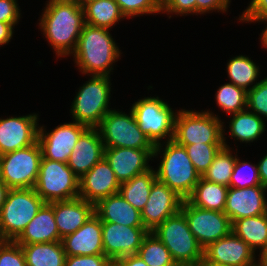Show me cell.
<instances>
[{
  "label": "cell",
  "instance_id": "44dd1931",
  "mask_svg": "<svg viewBox=\"0 0 267 266\" xmlns=\"http://www.w3.org/2000/svg\"><path fill=\"white\" fill-rule=\"evenodd\" d=\"M105 146L98 128H87L78 138L67 165L81 178L104 158Z\"/></svg>",
  "mask_w": 267,
  "mask_h": 266
},
{
  "label": "cell",
  "instance_id": "6da1fadb",
  "mask_svg": "<svg viewBox=\"0 0 267 266\" xmlns=\"http://www.w3.org/2000/svg\"><path fill=\"white\" fill-rule=\"evenodd\" d=\"M39 27L56 55H72L85 25L84 10L80 3H54L44 7Z\"/></svg>",
  "mask_w": 267,
  "mask_h": 266
},
{
  "label": "cell",
  "instance_id": "836d02e7",
  "mask_svg": "<svg viewBox=\"0 0 267 266\" xmlns=\"http://www.w3.org/2000/svg\"><path fill=\"white\" fill-rule=\"evenodd\" d=\"M137 255L148 266H177L170 251L153 232L144 237Z\"/></svg>",
  "mask_w": 267,
  "mask_h": 266
},
{
  "label": "cell",
  "instance_id": "d6a6232c",
  "mask_svg": "<svg viewBox=\"0 0 267 266\" xmlns=\"http://www.w3.org/2000/svg\"><path fill=\"white\" fill-rule=\"evenodd\" d=\"M259 71V66L245 55L233 57L227 63L230 83L246 91L251 90L257 84L256 80L260 75Z\"/></svg>",
  "mask_w": 267,
  "mask_h": 266
},
{
  "label": "cell",
  "instance_id": "f1b7e54d",
  "mask_svg": "<svg viewBox=\"0 0 267 266\" xmlns=\"http://www.w3.org/2000/svg\"><path fill=\"white\" fill-rule=\"evenodd\" d=\"M26 266H65L66 253L62 241L20 245Z\"/></svg>",
  "mask_w": 267,
  "mask_h": 266
},
{
  "label": "cell",
  "instance_id": "db71d44e",
  "mask_svg": "<svg viewBox=\"0 0 267 266\" xmlns=\"http://www.w3.org/2000/svg\"><path fill=\"white\" fill-rule=\"evenodd\" d=\"M46 5L54 4V3H79V0H48L46 1Z\"/></svg>",
  "mask_w": 267,
  "mask_h": 266
},
{
  "label": "cell",
  "instance_id": "9c48e42d",
  "mask_svg": "<svg viewBox=\"0 0 267 266\" xmlns=\"http://www.w3.org/2000/svg\"><path fill=\"white\" fill-rule=\"evenodd\" d=\"M34 190L45 203L76 199L79 178L67 163L42 158Z\"/></svg>",
  "mask_w": 267,
  "mask_h": 266
},
{
  "label": "cell",
  "instance_id": "b9f144b4",
  "mask_svg": "<svg viewBox=\"0 0 267 266\" xmlns=\"http://www.w3.org/2000/svg\"><path fill=\"white\" fill-rule=\"evenodd\" d=\"M112 261L105 255L66 256L65 266H110Z\"/></svg>",
  "mask_w": 267,
  "mask_h": 266
},
{
  "label": "cell",
  "instance_id": "681fc988",
  "mask_svg": "<svg viewBox=\"0 0 267 266\" xmlns=\"http://www.w3.org/2000/svg\"><path fill=\"white\" fill-rule=\"evenodd\" d=\"M10 188L1 180L0 181V209L6 201L7 194Z\"/></svg>",
  "mask_w": 267,
  "mask_h": 266
},
{
  "label": "cell",
  "instance_id": "277c9868",
  "mask_svg": "<svg viewBox=\"0 0 267 266\" xmlns=\"http://www.w3.org/2000/svg\"><path fill=\"white\" fill-rule=\"evenodd\" d=\"M90 79L79 88L71 106L73 121L97 128L111 110L110 76L90 75Z\"/></svg>",
  "mask_w": 267,
  "mask_h": 266
},
{
  "label": "cell",
  "instance_id": "3957f363",
  "mask_svg": "<svg viewBox=\"0 0 267 266\" xmlns=\"http://www.w3.org/2000/svg\"><path fill=\"white\" fill-rule=\"evenodd\" d=\"M161 143L154 147L153 152V158H156L158 154L162 158L158 169L155 170L156 178L186 200L201 175L195 170L184 146L173 139Z\"/></svg>",
  "mask_w": 267,
  "mask_h": 266
},
{
  "label": "cell",
  "instance_id": "f6af8a7d",
  "mask_svg": "<svg viewBox=\"0 0 267 266\" xmlns=\"http://www.w3.org/2000/svg\"><path fill=\"white\" fill-rule=\"evenodd\" d=\"M230 3L227 0H196V15L210 13V11L226 12Z\"/></svg>",
  "mask_w": 267,
  "mask_h": 266
},
{
  "label": "cell",
  "instance_id": "d6986e66",
  "mask_svg": "<svg viewBox=\"0 0 267 266\" xmlns=\"http://www.w3.org/2000/svg\"><path fill=\"white\" fill-rule=\"evenodd\" d=\"M153 152L154 149L105 147L104 158L122 183L152 168L148 163L153 160Z\"/></svg>",
  "mask_w": 267,
  "mask_h": 266
},
{
  "label": "cell",
  "instance_id": "6f0895ef",
  "mask_svg": "<svg viewBox=\"0 0 267 266\" xmlns=\"http://www.w3.org/2000/svg\"><path fill=\"white\" fill-rule=\"evenodd\" d=\"M2 179H1V163H0V181H1Z\"/></svg>",
  "mask_w": 267,
  "mask_h": 266
},
{
  "label": "cell",
  "instance_id": "4dcf8cb0",
  "mask_svg": "<svg viewBox=\"0 0 267 266\" xmlns=\"http://www.w3.org/2000/svg\"><path fill=\"white\" fill-rule=\"evenodd\" d=\"M156 180V172L153 168H150L146 172L134 176L131 180L120 183L119 193L135 209L141 212L148 201L151 187Z\"/></svg>",
  "mask_w": 267,
  "mask_h": 266
},
{
  "label": "cell",
  "instance_id": "f5cc1de1",
  "mask_svg": "<svg viewBox=\"0 0 267 266\" xmlns=\"http://www.w3.org/2000/svg\"><path fill=\"white\" fill-rule=\"evenodd\" d=\"M195 266H227V265H223V264H218V263H213L210 261H207L204 257L203 259L197 263Z\"/></svg>",
  "mask_w": 267,
  "mask_h": 266
},
{
  "label": "cell",
  "instance_id": "bcb514c9",
  "mask_svg": "<svg viewBox=\"0 0 267 266\" xmlns=\"http://www.w3.org/2000/svg\"><path fill=\"white\" fill-rule=\"evenodd\" d=\"M115 263L117 266H148L137 254L126 255Z\"/></svg>",
  "mask_w": 267,
  "mask_h": 266
},
{
  "label": "cell",
  "instance_id": "2e32d148",
  "mask_svg": "<svg viewBox=\"0 0 267 266\" xmlns=\"http://www.w3.org/2000/svg\"><path fill=\"white\" fill-rule=\"evenodd\" d=\"M38 114L0 118V155L33 145L38 136Z\"/></svg>",
  "mask_w": 267,
  "mask_h": 266
},
{
  "label": "cell",
  "instance_id": "cb8c5ba5",
  "mask_svg": "<svg viewBox=\"0 0 267 266\" xmlns=\"http://www.w3.org/2000/svg\"><path fill=\"white\" fill-rule=\"evenodd\" d=\"M15 241L19 245L62 241L54 218L53 202L42 205Z\"/></svg>",
  "mask_w": 267,
  "mask_h": 266
},
{
  "label": "cell",
  "instance_id": "9f6ffc18",
  "mask_svg": "<svg viewBox=\"0 0 267 266\" xmlns=\"http://www.w3.org/2000/svg\"><path fill=\"white\" fill-rule=\"evenodd\" d=\"M85 1H88V0H79V3L83 4Z\"/></svg>",
  "mask_w": 267,
  "mask_h": 266
},
{
  "label": "cell",
  "instance_id": "7402d4cb",
  "mask_svg": "<svg viewBox=\"0 0 267 266\" xmlns=\"http://www.w3.org/2000/svg\"><path fill=\"white\" fill-rule=\"evenodd\" d=\"M66 256L104 255L102 222L92 215L78 230L62 238Z\"/></svg>",
  "mask_w": 267,
  "mask_h": 266
},
{
  "label": "cell",
  "instance_id": "7a4b0ae2",
  "mask_svg": "<svg viewBox=\"0 0 267 266\" xmlns=\"http://www.w3.org/2000/svg\"><path fill=\"white\" fill-rule=\"evenodd\" d=\"M72 54L82 74L110 76L121 52L109 29L85 24Z\"/></svg>",
  "mask_w": 267,
  "mask_h": 266
},
{
  "label": "cell",
  "instance_id": "e575fe53",
  "mask_svg": "<svg viewBox=\"0 0 267 266\" xmlns=\"http://www.w3.org/2000/svg\"><path fill=\"white\" fill-rule=\"evenodd\" d=\"M216 103L223 112L231 114L246 110L247 91L233 83L221 85L216 92Z\"/></svg>",
  "mask_w": 267,
  "mask_h": 266
},
{
  "label": "cell",
  "instance_id": "8d00e7d4",
  "mask_svg": "<svg viewBox=\"0 0 267 266\" xmlns=\"http://www.w3.org/2000/svg\"><path fill=\"white\" fill-rule=\"evenodd\" d=\"M239 160L237 157L229 187L245 188L261 185L258 165Z\"/></svg>",
  "mask_w": 267,
  "mask_h": 266
},
{
  "label": "cell",
  "instance_id": "680465c9",
  "mask_svg": "<svg viewBox=\"0 0 267 266\" xmlns=\"http://www.w3.org/2000/svg\"><path fill=\"white\" fill-rule=\"evenodd\" d=\"M110 266H117V265H116V263H113V262H112V263L110 264Z\"/></svg>",
  "mask_w": 267,
  "mask_h": 266
},
{
  "label": "cell",
  "instance_id": "484cf974",
  "mask_svg": "<svg viewBox=\"0 0 267 266\" xmlns=\"http://www.w3.org/2000/svg\"><path fill=\"white\" fill-rule=\"evenodd\" d=\"M85 24L111 29L126 17L115 0H88L82 4Z\"/></svg>",
  "mask_w": 267,
  "mask_h": 266
},
{
  "label": "cell",
  "instance_id": "e0dca14e",
  "mask_svg": "<svg viewBox=\"0 0 267 266\" xmlns=\"http://www.w3.org/2000/svg\"><path fill=\"white\" fill-rule=\"evenodd\" d=\"M255 255V251L232 231L203 250L207 261L227 266H257Z\"/></svg>",
  "mask_w": 267,
  "mask_h": 266
},
{
  "label": "cell",
  "instance_id": "c3c4849f",
  "mask_svg": "<svg viewBox=\"0 0 267 266\" xmlns=\"http://www.w3.org/2000/svg\"><path fill=\"white\" fill-rule=\"evenodd\" d=\"M257 165L261 185L267 188V154L261 158Z\"/></svg>",
  "mask_w": 267,
  "mask_h": 266
},
{
  "label": "cell",
  "instance_id": "5bb4252c",
  "mask_svg": "<svg viewBox=\"0 0 267 266\" xmlns=\"http://www.w3.org/2000/svg\"><path fill=\"white\" fill-rule=\"evenodd\" d=\"M145 227H131L112 222H102L104 255L113 263L126 255L137 254L144 237Z\"/></svg>",
  "mask_w": 267,
  "mask_h": 266
},
{
  "label": "cell",
  "instance_id": "7bdbcfd3",
  "mask_svg": "<svg viewBox=\"0 0 267 266\" xmlns=\"http://www.w3.org/2000/svg\"><path fill=\"white\" fill-rule=\"evenodd\" d=\"M161 13H173L175 15H196V0H169L163 7Z\"/></svg>",
  "mask_w": 267,
  "mask_h": 266
},
{
  "label": "cell",
  "instance_id": "8fae6325",
  "mask_svg": "<svg viewBox=\"0 0 267 266\" xmlns=\"http://www.w3.org/2000/svg\"><path fill=\"white\" fill-rule=\"evenodd\" d=\"M42 153L39 143L0 155L1 179L10 189L34 188Z\"/></svg>",
  "mask_w": 267,
  "mask_h": 266
},
{
  "label": "cell",
  "instance_id": "ee69618b",
  "mask_svg": "<svg viewBox=\"0 0 267 266\" xmlns=\"http://www.w3.org/2000/svg\"><path fill=\"white\" fill-rule=\"evenodd\" d=\"M17 0H0V22L11 24L14 28L20 20V9Z\"/></svg>",
  "mask_w": 267,
  "mask_h": 266
},
{
  "label": "cell",
  "instance_id": "ac0fdd59",
  "mask_svg": "<svg viewBox=\"0 0 267 266\" xmlns=\"http://www.w3.org/2000/svg\"><path fill=\"white\" fill-rule=\"evenodd\" d=\"M267 188L262 185L234 188L229 187L224 213L231 224L244 217H253L267 213Z\"/></svg>",
  "mask_w": 267,
  "mask_h": 266
},
{
  "label": "cell",
  "instance_id": "11a10c76",
  "mask_svg": "<svg viewBox=\"0 0 267 266\" xmlns=\"http://www.w3.org/2000/svg\"><path fill=\"white\" fill-rule=\"evenodd\" d=\"M169 0H156V2L163 7Z\"/></svg>",
  "mask_w": 267,
  "mask_h": 266
},
{
  "label": "cell",
  "instance_id": "8992f818",
  "mask_svg": "<svg viewBox=\"0 0 267 266\" xmlns=\"http://www.w3.org/2000/svg\"><path fill=\"white\" fill-rule=\"evenodd\" d=\"M44 203L34 188L10 189L0 209V240L15 241Z\"/></svg>",
  "mask_w": 267,
  "mask_h": 266
},
{
  "label": "cell",
  "instance_id": "f546056e",
  "mask_svg": "<svg viewBox=\"0 0 267 266\" xmlns=\"http://www.w3.org/2000/svg\"><path fill=\"white\" fill-rule=\"evenodd\" d=\"M265 127L264 119L248 109L232 114L229 122L231 137L246 144L261 137Z\"/></svg>",
  "mask_w": 267,
  "mask_h": 266
},
{
  "label": "cell",
  "instance_id": "30bf717a",
  "mask_svg": "<svg viewBox=\"0 0 267 266\" xmlns=\"http://www.w3.org/2000/svg\"><path fill=\"white\" fill-rule=\"evenodd\" d=\"M105 147L154 149V145L144 134L134 116L133 111L110 110L97 127Z\"/></svg>",
  "mask_w": 267,
  "mask_h": 266
},
{
  "label": "cell",
  "instance_id": "7c38bea8",
  "mask_svg": "<svg viewBox=\"0 0 267 266\" xmlns=\"http://www.w3.org/2000/svg\"><path fill=\"white\" fill-rule=\"evenodd\" d=\"M181 212L185 215L192 234L203 249L231 232L232 224L224 212L199 208L191 205L187 200L183 201Z\"/></svg>",
  "mask_w": 267,
  "mask_h": 266
},
{
  "label": "cell",
  "instance_id": "4fadbf2b",
  "mask_svg": "<svg viewBox=\"0 0 267 266\" xmlns=\"http://www.w3.org/2000/svg\"><path fill=\"white\" fill-rule=\"evenodd\" d=\"M87 128L76 121L60 124L50 132L45 130L44 125L39 126L37 142L42 158L67 163L78 138Z\"/></svg>",
  "mask_w": 267,
  "mask_h": 266
},
{
  "label": "cell",
  "instance_id": "ba28073f",
  "mask_svg": "<svg viewBox=\"0 0 267 266\" xmlns=\"http://www.w3.org/2000/svg\"><path fill=\"white\" fill-rule=\"evenodd\" d=\"M131 110L141 131L154 146L160 144L164 138L165 142L174 138L177 112L158 96L139 99L132 104Z\"/></svg>",
  "mask_w": 267,
  "mask_h": 266
},
{
  "label": "cell",
  "instance_id": "9a60e30c",
  "mask_svg": "<svg viewBox=\"0 0 267 266\" xmlns=\"http://www.w3.org/2000/svg\"><path fill=\"white\" fill-rule=\"evenodd\" d=\"M184 199L166 184L156 180L141 211V219L144 227L149 231H154L164 220L176 215L181 211Z\"/></svg>",
  "mask_w": 267,
  "mask_h": 266
},
{
  "label": "cell",
  "instance_id": "f907efd6",
  "mask_svg": "<svg viewBox=\"0 0 267 266\" xmlns=\"http://www.w3.org/2000/svg\"><path fill=\"white\" fill-rule=\"evenodd\" d=\"M259 260H257L258 266H267V245L266 247L259 253Z\"/></svg>",
  "mask_w": 267,
  "mask_h": 266
},
{
  "label": "cell",
  "instance_id": "7dc6e473",
  "mask_svg": "<svg viewBox=\"0 0 267 266\" xmlns=\"http://www.w3.org/2000/svg\"><path fill=\"white\" fill-rule=\"evenodd\" d=\"M14 27L5 22H0V46L8 44L13 36Z\"/></svg>",
  "mask_w": 267,
  "mask_h": 266
},
{
  "label": "cell",
  "instance_id": "5b68a950",
  "mask_svg": "<svg viewBox=\"0 0 267 266\" xmlns=\"http://www.w3.org/2000/svg\"><path fill=\"white\" fill-rule=\"evenodd\" d=\"M152 232L170 251L177 266H195L203 259L204 249L192 234L181 211L164 220Z\"/></svg>",
  "mask_w": 267,
  "mask_h": 266
},
{
  "label": "cell",
  "instance_id": "74e56055",
  "mask_svg": "<svg viewBox=\"0 0 267 266\" xmlns=\"http://www.w3.org/2000/svg\"><path fill=\"white\" fill-rule=\"evenodd\" d=\"M246 109L267 119V77L258 81L251 90L247 91Z\"/></svg>",
  "mask_w": 267,
  "mask_h": 266
},
{
  "label": "cell",
  "instance_id": "52a82bcc",
  "mask_svg": "<svg viewBox=\"0 0 267 266\" xmlns=\"http://www.w3.org/2000/svg\"><path fill=\"white\" fill-rule=\"evenodd\" d=\"M224 123L210 111L181 109L175 116L173 140L180 145L223 144Z\"/></svg>",
  "mask_w": 267,
  "mask_h": 266
},
{
  "label": "cell",
  "instance_id": "816d5d0a",
  "mask_svg": "<svg viewBox=\"0 0 267 266\" xmlns=\"http://www.w3.org/2000/svg\"><path fill=\"white\" fill-rule=\"evenodd\" d=\"M267 24V19L263 20V21H260V22H264ZM261 38H260V42L262 43L261 45L266 48L267 50V25H266V28L264 29V31H262L261 33Z\"/></svg>",
  "mask_w": 267,
  "mask_h": 266
},
{
  "label": "cell",
  "instance_id": "d4e9b609",
  "mask_svg": "<svg viewBox=\"0 0 267 266\" xmlns=\"http://www.w3.org/2000/svg\"><path fill=\"white\" fill-rule=\"evenodd\" d=\"M94 212L101 222L144 227L141 212L127 202L119 192L99 200L94 205Z\"/></svg>",
  "mask_w": 267,
  "mask_h": 266
},
{
  "label": "cell",
  "instance_id": "1f68e13d",
  "mask_svg": "<svg viewBox=\"0 0 267 266\" xmlns=\"http://www.w3.org/2000/svg\"><path fill=\"white\" fill-rule=\"evenodd\" d=\"M223 125V147L216 154L213 162L210 164L209 168L201 176L207 181L218 183L229 187L231 176L233 173V168L236 162L237 154L232 155L230 146L226 143L225 129Z\"/></svg>",
  "mask_w": 267,
  "mask_h": 266
},
{
  "label": "cell",
  "instance_id": "ab89813d",
  "mask_svg": "<svg viewBox=\"0 0 267 266\" xmlns=\"http://www.w3.org/2000/svg\"><path fill=\"white\" fill-rule=\"evenodd\" d=\"M0 266H26L21 246L12 240H0Z\"/></svg>",
  "mask_w": 267,
  "mask_h": 266
},
{
  "label": "cell",
  "instance_id": "83f0119b",
  "mask_svg": "<svg viewBox=\"0 0 267 266\" xmlns=\"http://www.w3.org/2000/svg\"><path fill=\"white\" fill-rule=\"evenodd\" d=\"M231 231L254 251L261 252L267 245V213L238 219L232 223Z\"/></svg>",
  "mask_w": 267,
  "mask_h": 266
},
{
  "label": "cell",
  "instance_id": "f35d334b",
  "mask_svg": "<svg viewBox=\"0 0 267 266\" xmlns=\"http://www.w3.org/2000/svg\"><path fill=\"white\" fill-rule=\"evenodd\" d=\"M127 18L145 14H159L162 7L156 0H115Z\"/></svg>",
  "mask_w": 267,
  "mask_h": 266
},
{
  "label": "cell",
  "instance_id": "603a6c76",
  "mask_svg": "<svg viewBox=\"0 0 267 266\" xmlns=\"http://www.w3.org/2000/svg\"><path fill=\"white\" fill-rule=\"evenodd\" d=\"M53 209L61 239L74 233L95 214L94 204L79 197L68 201H55Z\"/></svg>",
  "mask_w": 267,
  "mask_h": 266
},
{
  "label": "cell",
  "instance_id": "60d3db41",
  "mask_svg": "<svg viewBox=\"0 0 267 266\" xmlns=\"http://www.w3.org/2000/svg\"><path fill=\"white\" fill-rule=\"evenodd\" d=\"M267 19V0H252L249 6L239 15L241 22H260Z\"/></svg>",
  "mask_w": 267,
  "mask_h": 266
},
{
  "label": "cell",
  "instance_id": "ffe728a7",
  "mask_svg": "<svg viewBox=\"0 0 267 266\" xmlns=\"http://www.w3.org/2000/svg\"><path fill=\"white\" fill-rule=\"evenodd\" d=\"M119 189L120 182L105 158L79 178V198L94 205L99 200L118 193Z\"/></svg>",
  "mask_w": 267,
  "mask_h": 266
},
{
  "label": "cell",
  "instance_id": "4316f807",
  "mask_svg": "<svg viewBox=\"0 0 267 266\" xmlns=\"http://www.w3.org/2000/svg\"><path fill=\"white\" fill-rule=\"evenodd\" d=\"M228 188L200 177L191 195L186 200L191 205L199 208L224 212Z\"/></svg>",
  "mask_w": 267,
  "mask_h": 266
},
{
  "label": "cell",
  "instance_id": "d590c367",
  "mask_svg": "<svg viewBox=\"0 0 267 266\" xmlns=\"http://www.w3.org/2000/svg\"><path fill=\"white\" fill-rule=\"evenodd\" d=\"M185 147L195 170L202 176L213 162L216 154L224 146L223 144H191Z\"/></svg>",
  "mask_w": 267,
  "mask_h": 266
}]
</instances>
